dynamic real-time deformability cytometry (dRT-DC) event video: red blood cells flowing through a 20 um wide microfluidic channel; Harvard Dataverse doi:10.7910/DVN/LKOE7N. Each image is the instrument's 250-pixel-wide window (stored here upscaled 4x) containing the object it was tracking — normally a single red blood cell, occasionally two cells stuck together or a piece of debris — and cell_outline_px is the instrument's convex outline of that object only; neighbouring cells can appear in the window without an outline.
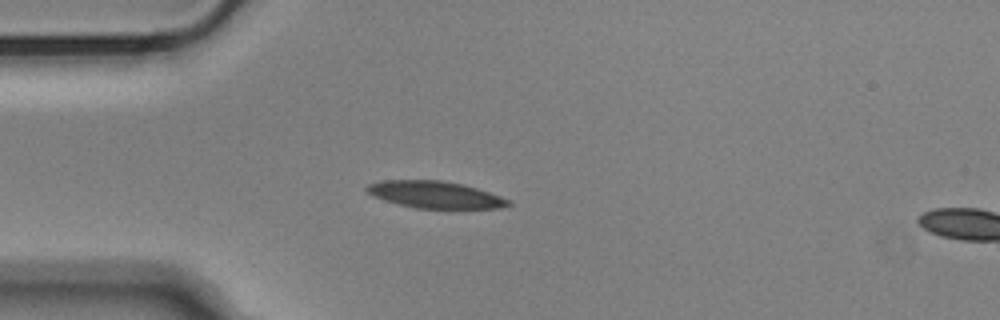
{"species": "Egyptian fruit bat (a non-hibernating species)", "species_latin": "Rousettus aegyptiacus", "temperature_condition": "cold", "stored_images_in_passage": 41, "camera_frame_rate_fps": 3000, "um_per_image_px": 0.085, "animal": {"sex": "male"}, "frame": {"image": 1, "passage_image": 1, "time_ms": 0.0, "image_size_px": [1000, 320], "cell_outline_px": [[512, 204], [500, 208], [416, 208], [384, 200], [372, 196], [364, 188], [368, 184], [384, 180], [440, 180], [464, 184], [512, 200]], "centroid_in_image_um": [36.99, 16.54], "position_along_channel_um": 48.0, "area_um2": 22.14}}
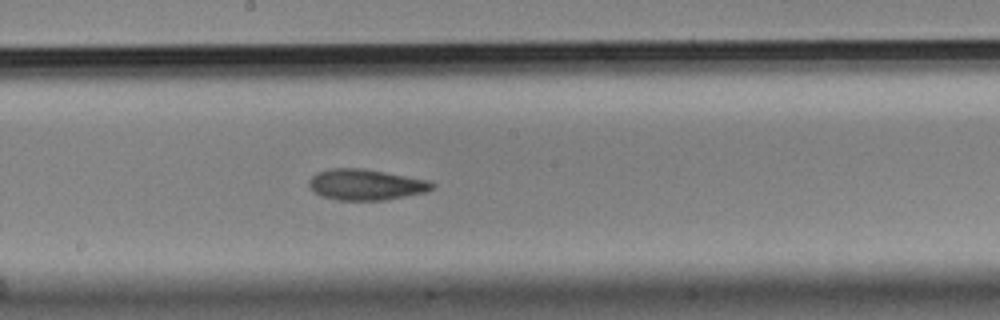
{"frame": {"image": 2, "passage_image": 16, "time_ms": 5.0, "image_size_px": [1000, 320], "cell_outline_px": [[436, 184], [428, 192], [384, 200], [336, 200], [320, 196], [308, 184], [308, 180], [316, 172], [328, 168], [360, 168], [384, 172], [428, 180]], "centroid_in_image_um": [31.08, 15.69], "position_along_channel_um": 217.1, "area_um2": 22.2}}
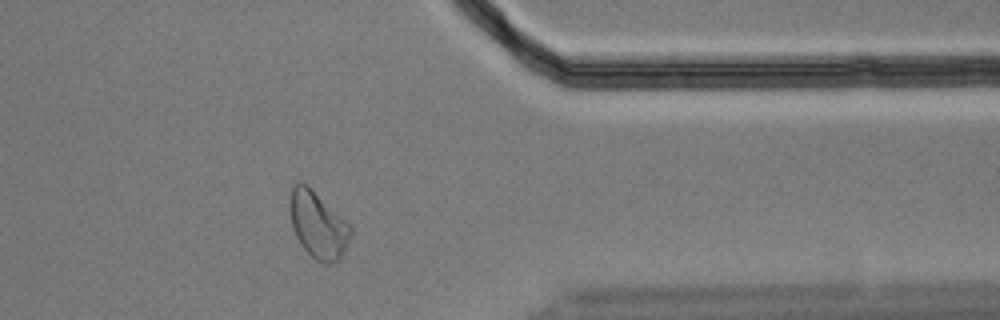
{"frame": {"image": 3, "passage_image": 31, "time_ms": 10.0, "image_size_px": [1000, 320], "cell_outline_px": [[352, 232], [340, 260], [332, 264], [324, 264], [316, 260], [300, 244], [296, 236], [288, 212], [288, 200], [292, 184], [296, 180], [308, 184], [352, 224]], "centroid_in_image_um": [27.02, 19.05], "position_along_channel_um": 384.4, "area_um2": 24.45}, "authors_computed_cell_mechanics": {"area_um2": 22.1952, "velocity_mm_per_s": 3.6211, "shape_relaxation_time_tau1_ms": 4.3555, "shape_relaxation_time_tau2_ms": 2.8694, "deformation_change_tau1": 0.1606, "deformation_change_tau2": 0.0975}}